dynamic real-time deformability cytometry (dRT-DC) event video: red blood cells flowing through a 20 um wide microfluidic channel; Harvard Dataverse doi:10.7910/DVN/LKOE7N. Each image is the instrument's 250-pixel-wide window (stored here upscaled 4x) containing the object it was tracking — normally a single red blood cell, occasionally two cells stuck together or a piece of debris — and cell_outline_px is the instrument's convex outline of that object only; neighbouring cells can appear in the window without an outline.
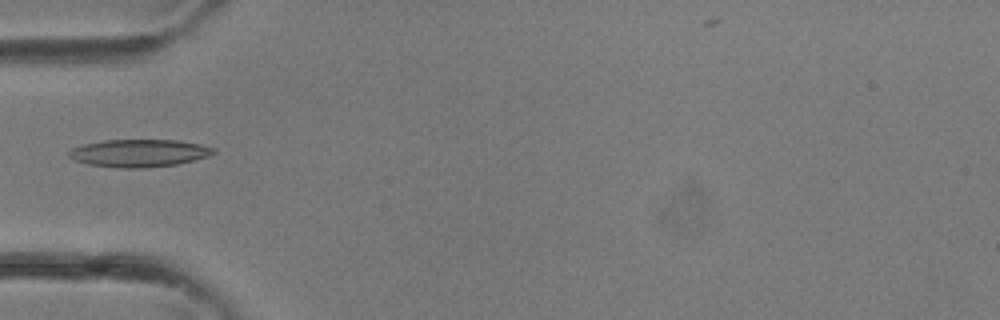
{"species": "common noctule bat (a hibernating species)", "species_latin": "Nyctalus noctula", "temperature_condition": "room temperature", "stored_images_in_passage": 24, "camera_frame_rate_fps": 3000, "um_per_image_px": 0.085, "animal": {"sex": "female"}, "frame": {"image": 1, "passage_image": 2, "time_ms": 0.333, "image_size_px": [1000, 320], "cell_outline_px": [[216, 152], [208, 156], [176, 164], [144, 168], [120, 168], [88, 164], [76, 160], [68, 156], [68, 152], [72, 148], [84, 144], [104, 140], [180, 140], [200, 144], [216, 148]], "centroid_in_image_um": [11.83, 13.01], "position_along_channel_um": 73.2, "area_um2": 23.18}}
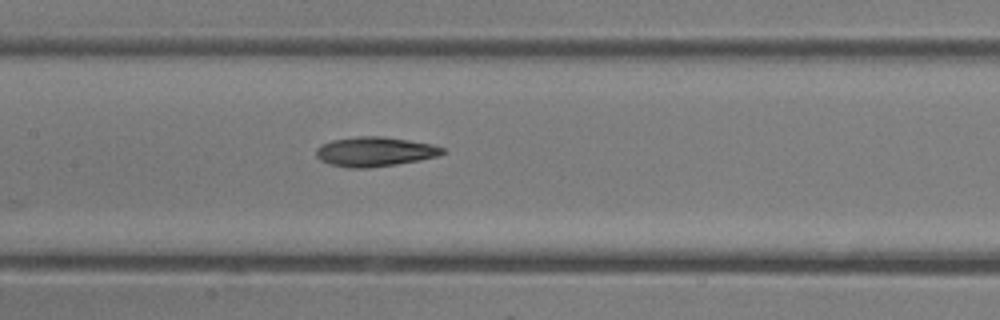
{"frame": {"image": 2, "passage_image": 7, "time_ms": 2.0, "image_size_px": [1000, 320], "cell_outline_px": [[448, 152], [440, 156], [420, 160], [396, 164], [368, 168], [348, 168], [332, 164], [320, 160], [316, 156], [316, 148], [320, 144], [332, 140], [360, 136], [384, 136], [432, 144], [444, 148]], "centroid_in_image_um": [31.89, 12.89], "position_along_channel_um": 175.5, "area_um2": 21.91}}
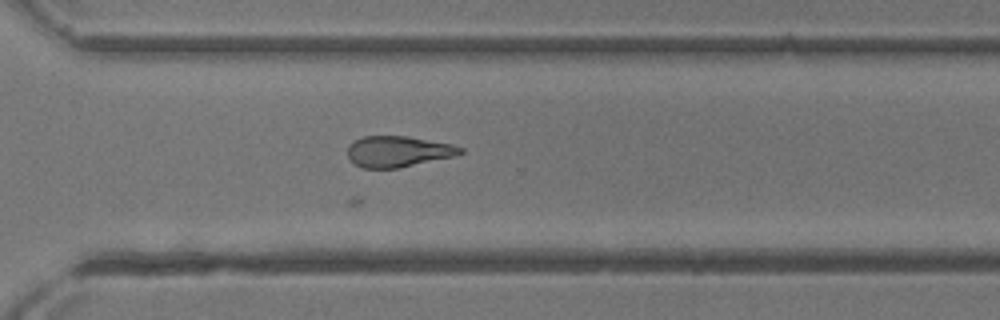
{"frame": {"image": 3, "passage_image": 15, "time_ms": 4.667, "image_size_px": [1000, 320], "cell_outline_px": [[464, 152], [452, 156], [400, 168], [364, 168], [348, 160], [348, 144], [352, 140], [364, 136], [408, 136], [452, 144], [464, 148]], "centroid_in_image_um": [33.8, 12.87], "position_along_channel_um": 336.8, "area_um2": 20.4}}